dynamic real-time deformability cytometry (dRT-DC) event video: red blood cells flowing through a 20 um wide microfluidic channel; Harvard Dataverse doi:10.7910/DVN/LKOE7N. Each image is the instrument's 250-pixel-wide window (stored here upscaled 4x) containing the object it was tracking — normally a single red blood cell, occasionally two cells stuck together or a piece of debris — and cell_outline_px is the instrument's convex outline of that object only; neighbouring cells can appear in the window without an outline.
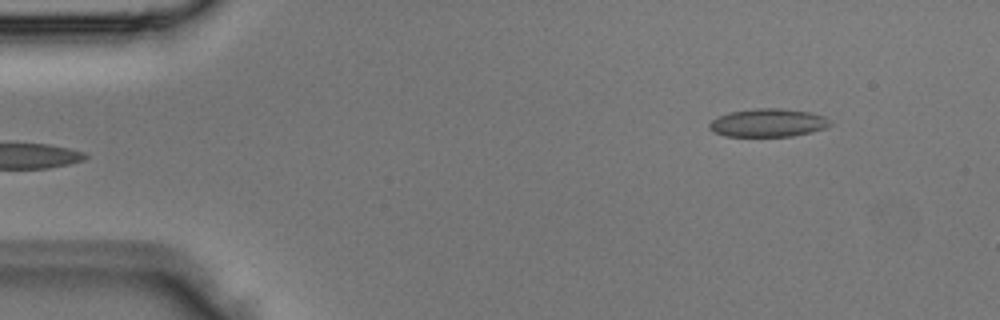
{"species": "Egyptian fruit bat (a non-hibernating species)", "species_latin": "Rousettus aegyptiacus", "temperature_condition": "room temperature", "stored_images_in_passage": 3, "camera_frame_rate_fps": 3000, "um_per_image_px": 0.085, "animal": {"sex": "male"}, "frame": {"image": 1, "passage_image": 3, "time_ms": 0.667, "image_size_px": [1000, 320], "cell_outline_px": [[832, 124], [824, 128], [812, 132], [792, 136], [724, 136], [708, 128], [708, 124], [712, 120], [728, 112], [756, 108], [780, 108], [808, 112], [824, 116]], "centroid_in_image_um": [65.27, 10.44], "position_along_channel_um": 19.7, "area_um2": 19.71}}